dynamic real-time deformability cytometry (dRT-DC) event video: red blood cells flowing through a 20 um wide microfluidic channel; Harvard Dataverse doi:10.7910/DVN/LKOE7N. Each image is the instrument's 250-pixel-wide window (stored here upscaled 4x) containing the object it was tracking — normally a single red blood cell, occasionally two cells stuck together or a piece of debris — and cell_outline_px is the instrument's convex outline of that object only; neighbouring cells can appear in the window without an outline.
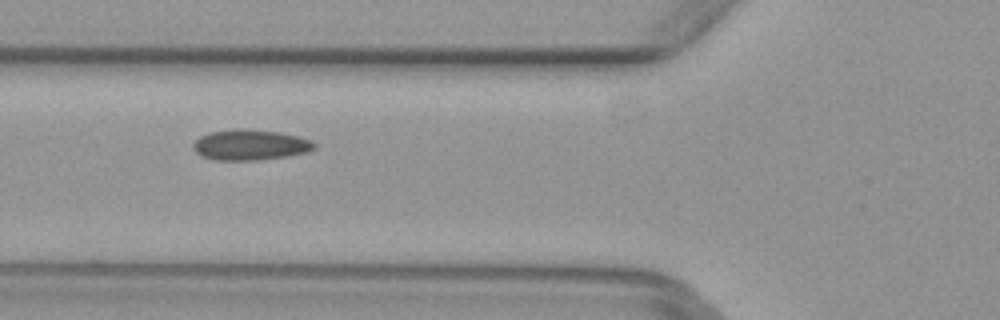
{"species": "common noctule bat (a hibernating species)", "species_latin": "Nyctalus noctula", "temperature_condition": "warm", "stored_images_in_passage": 7, "camera_frame_rate_fps": 3000, "um_per_image_px": 0.085, "animal": {"sex": "female", "body_mass_g": 29.2, "forearm_length_mm": 56.3}, "frame": {"image": 1, "passage_image": 5, "time_ms": 1.333, "image_size_px": [1000, 320], "cell_outline_px": [[316, 148], [308, 152], [288, 156], [256, 160], [216, 160], [200, 156], [192, 148], [192, 144], [200, 136], [212, 132], [232, 128], [248, 128], [280, 132], [312, 140], [316, 144]], "centroid_in_image_um": [21.27, 12.3], "position_along_channel_um": 104.5, "area_um2": 21.85}}
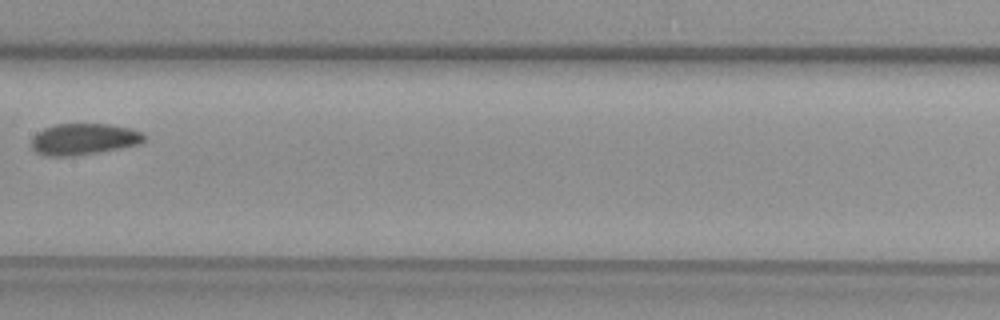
{"frame": {"image": 2, "passage_image": 7, "time_ms": 2.0, "image_size_px": [1000, 320], "cell_outline_px": [[148, 136], [140, 144], [96, 152], [72, 156], [48, 156], [36, 152], [32, 148], [32, 136], [36, 132], [44, 128], [56, 124], [108, 124], [128, 128], [144, 132]], "centroid_in_image_um": [7.12, 11.82], "position_along_channel_um": 200.3, "area_um2": 20.58}}